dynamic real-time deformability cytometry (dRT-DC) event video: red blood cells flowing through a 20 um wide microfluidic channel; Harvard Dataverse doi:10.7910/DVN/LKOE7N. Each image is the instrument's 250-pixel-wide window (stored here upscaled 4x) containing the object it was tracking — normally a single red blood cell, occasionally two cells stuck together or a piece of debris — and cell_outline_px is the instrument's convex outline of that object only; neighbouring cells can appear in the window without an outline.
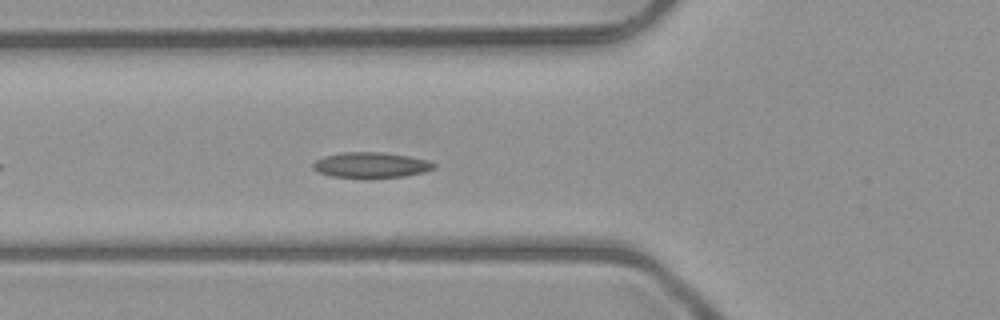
{"species": "common noctule bat (a hibernating species)", "species_latin": "Nyctalus noctula", "temperature_condition": "room temperature", "stored_images_in_passage": 10, "camera_frame_rate_fps": 3000, "um_per_image_px": 0.085, "animal": {"sex": "male", "body_mass_g": 23.1, "forearm_length_mm": 52.7}, "frame": {"image": 1, "passage_image": 7, "time_ms": 2.0, "image_size_px": [1000, 320], "cell_outline_px": [[436, 168], [424, 172], [404, 176], [368, 180], [364, 180], [332, 176], [320, 172], [312, 168], [312, 164], [316, 160], [324, 156], [340, 152], [384, 152], [408, 156], [428, 160], [436, 164]], "centroid_in_image_um": [31.54, 14.05], "position_along_channel_um": 94.3, "area_um2": 18.61}}